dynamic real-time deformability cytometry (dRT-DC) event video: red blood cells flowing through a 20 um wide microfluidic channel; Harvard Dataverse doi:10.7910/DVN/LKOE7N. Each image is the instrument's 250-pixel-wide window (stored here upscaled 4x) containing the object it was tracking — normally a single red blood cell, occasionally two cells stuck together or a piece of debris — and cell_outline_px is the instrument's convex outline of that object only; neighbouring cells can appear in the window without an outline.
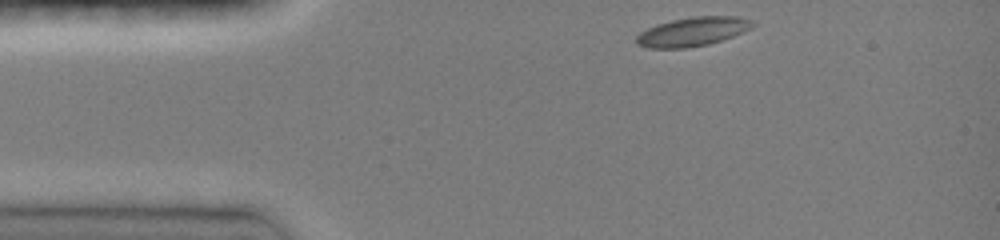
{"species": "common noctule bat (a hibernating species)", "species_latin": "Nyctalus noctula", "temperature_condition": "room temperature", "stored_images_in_passage": 36, "camera_frame_rate_fps": 3000, "um_per_image_px": 0.085, "animal": {"sex": "female", "body_mass_g": 19.0, "forearm_length_mm": 51.5}, "frame": {"image": 1, "passage_image": 1, "time_ms": 0.0, "image_size_px": [1000, 240], "cell_outline_px": [[756, 24], [752, 28], [744, 32], [708, 44], [688, 48], [648, 48], [636, 44], [636, 36], [640, 32], [656, 24], [672, 20], [696, 16], [736, 16], [752, 20]], "centroid_in_image_um": [58.88, 2.69], "position_along_channel_um": 26.1, "area_um2": 19.65}}
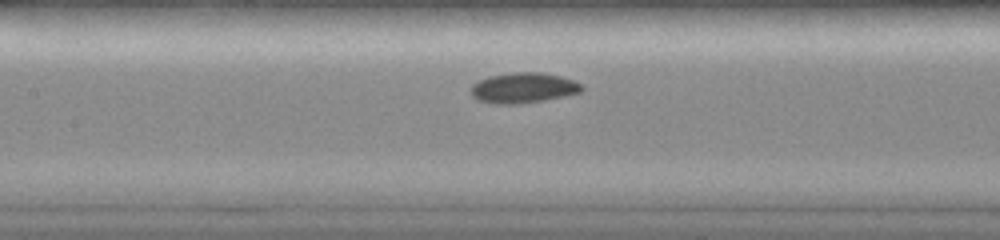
{"frame": {"image": 2, "passage_image": 15, "time_ms": 4.667, "image_size_px": [1000, 240], "cell_outline_px": [[584, 88], [580, 92], [564, 96], [544, 100], [520, 104], [496, 104], [476, 100], [472, 96], [472, 84], [488, 76], [512, 72], [540, 72], [560, 76], [584, 84]], "centroid_in_image_um": [44.49, 7.47], "position_along_channel_um": 162.9, "area_um2": 19.71}}
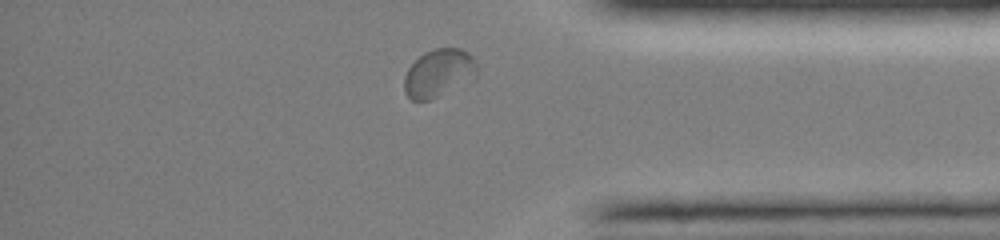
{"frame": {"image": 3, "passage_image": 33, "time_ms": 10.667, "image_size_px": [1000, 240], "cell_outline_px": [[476, 80], [428, 100], [412, 100], [404, 92], [404, 76], [408, 68], [424, 52], [436, 48], [460, 48], [468, 52], [476, 60]], "centroid_in_image_um": [37.32, 6.21], "position_along_channel_um": 397.9, "area_um2": 20.52}, "authors_computed_cell_mechanics": {"area_um2": 18.8139, "velocity_mm_per_s": 3.993, "shape_relaxation_time_tau1_ms": 2.4799, "shape_relaxation_time_tau2_ms": null, "deformation_change_tau1": 0.0913, "deformation_change_tau2": null}}